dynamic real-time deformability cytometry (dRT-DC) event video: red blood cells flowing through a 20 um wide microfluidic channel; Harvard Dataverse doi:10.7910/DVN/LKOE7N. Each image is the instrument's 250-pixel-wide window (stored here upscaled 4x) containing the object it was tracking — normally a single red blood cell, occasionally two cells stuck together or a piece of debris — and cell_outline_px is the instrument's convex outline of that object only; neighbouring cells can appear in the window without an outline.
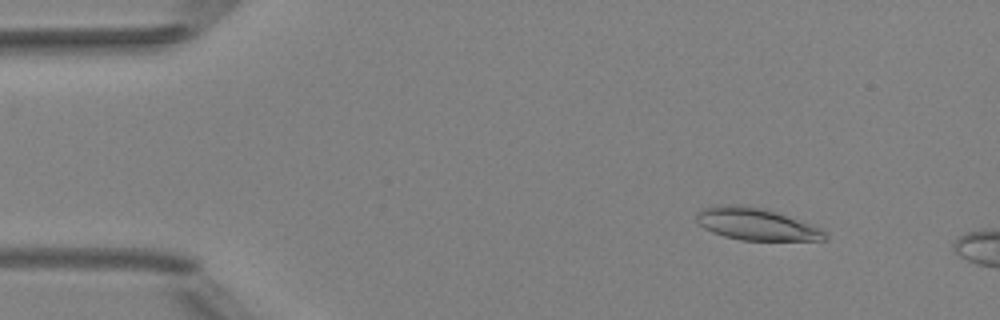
{"species": "Egyptian fruit bat (a non-hibernating species)", "species_latin": "Rousettus aegyptiacus", "temperature_condition": "room temperature", "stored_images_in_passage": 5, "camera_frame_rate_fps": 3000, "um_per_image_px": 0.085, "animal": {"sex": "female"}, "frame": {"image": 1, "passage_image": 2, "time_ms": 1.333, "image_size_px": [1000, 320], "cell_outline_px": [[828, 240], [740, 240], [724, 236], [712, 232], [704, 228], [696, 220], [696, 212], [704, 208], [720, 204], [744, 204], [764, 208], [776, 212], [820, 228], [828, 236]], "centroid_in_image_um": [64.23, 19.04], "position_along_channel_um": 20.8, "area_um2": 23.99}}